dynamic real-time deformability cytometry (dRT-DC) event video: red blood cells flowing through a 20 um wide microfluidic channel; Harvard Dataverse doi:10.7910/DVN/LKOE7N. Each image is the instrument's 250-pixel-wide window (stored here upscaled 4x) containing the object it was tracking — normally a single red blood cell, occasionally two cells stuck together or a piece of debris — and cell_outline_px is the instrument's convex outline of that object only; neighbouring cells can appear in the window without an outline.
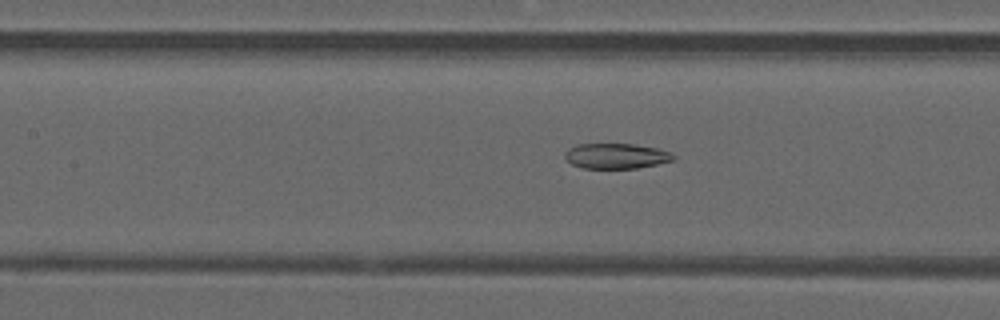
{"species": "common noctule bat (a hibernating species)", "species_latin": "Nyctalus noctula", "temperature_condition": "warm", "stored_images_in_passage": 29, "camera_frame_rate_fps": 3000, "um_per_image_px": 0.085, "animal": {"sex": "male", "forearm_length_mm": 52.5}, "frame": {"image": 1, "passage_image": 14, "time_ms": 4.333, "image_size_px": [1000, 320], "cell_outline_px": [[676, 160], [636, 168], [584, 168], [572, 164], [564, 156], [564, 152], [568, 148], [576, 144], [632, 144], [660, 148], [676, 156]], "centroid_in_image_um": [52.38, 13.25], "position_along_channel_um": 155.0, "area_um2": 16.01}}
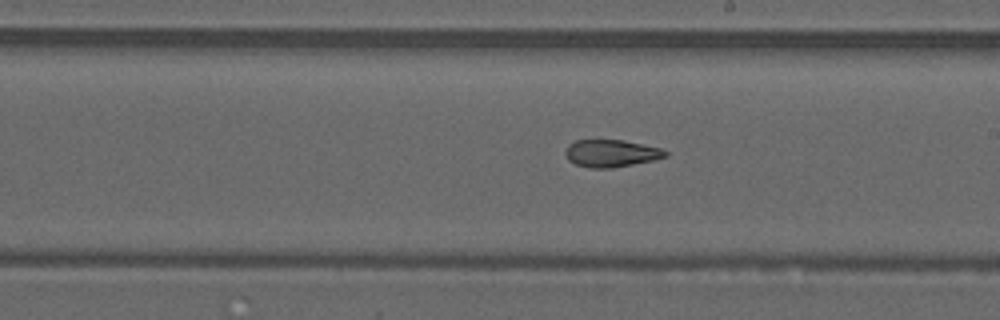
{"frame": {"image": 2, "passage_image": 20, "time_ms": 6.333, "image_size_px": [1000, 320], "cell_outline_px": [[668, 156], [652, 160], [612, 168], [592, 168], [576, 164], [568, 160], [564, 152], [568, 144], [576, 140], [624, 140], [660, 148], [668, 152]], "centroid_in_image_um": [51.92, 13.02], "position_along_channel_um": 237.1, "area_um2": 15.84}}
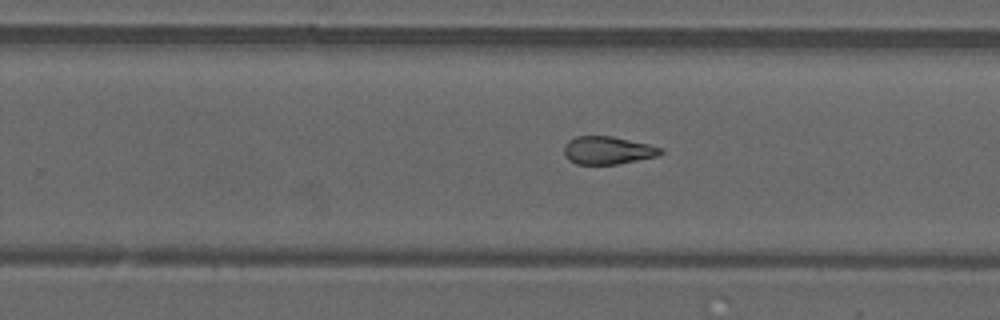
{"frame": {"image": 3, "passage_image": 23, "time_ms": 7.333, "image_size_px": [1000, 320], "cell_outline_px": [[664, 152], [660, 156], [616, 164], [576, 164], [568, 160], [564, 156], [564, 144], [568, 140], [576, 136], [612, 136], [648, 144], [664, 148]], "centroid_in_image_um": [51.66, 12.78], "position_along_channel_um": 278.1, "area_um2": 15.9}}